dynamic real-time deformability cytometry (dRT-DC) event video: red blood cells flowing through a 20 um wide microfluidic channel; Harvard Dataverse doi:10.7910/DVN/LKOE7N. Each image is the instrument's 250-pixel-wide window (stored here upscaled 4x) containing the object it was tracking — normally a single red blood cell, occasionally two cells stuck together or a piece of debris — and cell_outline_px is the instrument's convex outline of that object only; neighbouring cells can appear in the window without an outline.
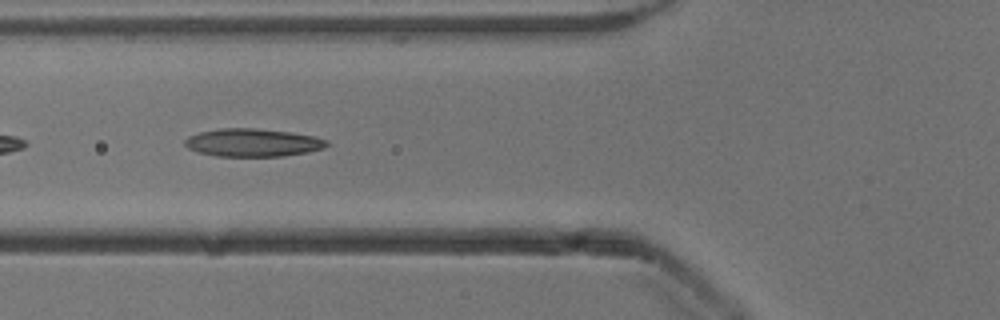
{"species": "common noctule bat (a hibernating species)", "species_latin": "Nyctalus noctula", "temperature_condition": "cold", "stored_images_in_passage": 14, "camera_frame_rate_fps": 3000, "um_per_image_px": 0.085, "animal": {"sex": "male", "body_mass_g": 13.3}, "frame": {"image": 1, "passage_image": 5, "time_ms": 1.333, "image_size_px": [1000, 320], "cell_outline_px": [[328, 144], [324, 148], [308, 152], [284, 156], [216, 156], [196, 152], [188, 148], [184, 144], [184, 140], [188, 136], [200, 132], [220, 128], [256, 128], [288, 132], [316, 136], [328, 140]], "centroid_in_image_um": [21.48, 12.12], "position_along_channel_um": 104.3, "area_um2": 23.24}}
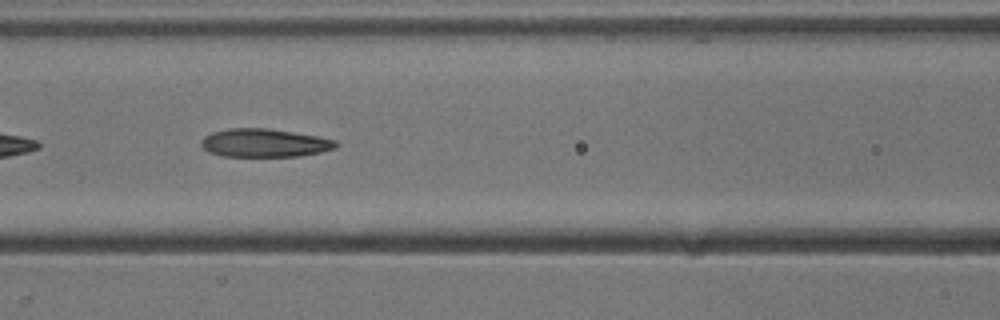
{"frame": {"image": 2, "passage_image": 8, "time_ms": 2.333, "image_size_px": [1000, 320], "cell_outline_px": [[340, 144], [336, 148], [320, 152], [300, 156], [220, 156], [208, 152], [200, 144], [200, 140], [204, 136], [212, 132], [228, 128], [268, 128], [320, 136], [336, 140]], "centroid_in_image_um": [22.49, 12.14], "position_along_channel_um": 144.1, "area_um2": 22.48}}